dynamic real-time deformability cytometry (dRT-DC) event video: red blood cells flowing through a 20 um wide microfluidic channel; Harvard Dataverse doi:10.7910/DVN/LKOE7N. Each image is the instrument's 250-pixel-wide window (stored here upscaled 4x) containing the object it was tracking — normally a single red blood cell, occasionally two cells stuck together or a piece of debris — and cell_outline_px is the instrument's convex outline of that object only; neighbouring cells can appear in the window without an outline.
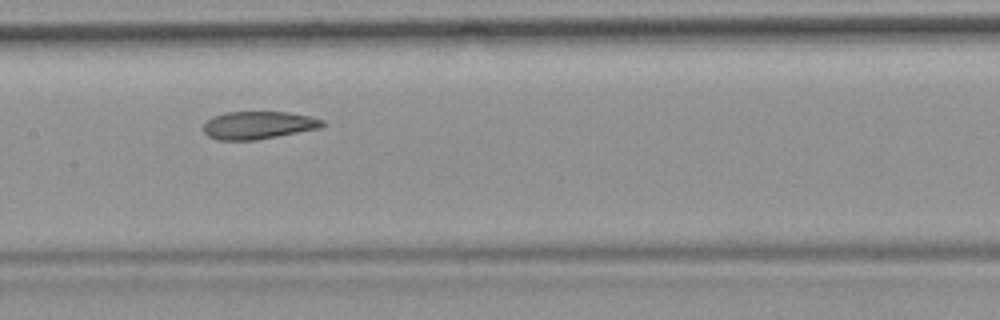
{"species": "common noctule bat (a hibernating species)", "species_latin": "Nyctalus noctula", "temperature_condition": "room temperature", "stored_images_in_passage": 48, "camera_frame_rate_fps": 3000, "um_per_image_px": 0.085, "animal": {"sex": "female", "body_mass_g": 19.9}, "frame": {"image": 1, "passage_image": 21, "time_ms": 6.667, "image_size_px": [1000, 320], "cell_outline_px": [[324, 124], [320, 128], [256, 140], [216, 140], [208, 136], [204, 132], [204, 124], [212, 116], [224, 112], [288, 112], [308, 116], [324, 120]], "centroid_in_image_um": [21.92, 10.64], "position_along_channel_um": 185.5, "area_um2": 19.19}, "authors_computed_cell_mechanics": {"area_um2": 20.6924, "velocity_mm_per_s": 3.6642, "shape_relaxation_time_tau1_ms": null, "shape_relaxation_time_tau2_ms": 2.3782, "deformation_change_tau1": null, "deformation_change_tau2": 0.0923}}